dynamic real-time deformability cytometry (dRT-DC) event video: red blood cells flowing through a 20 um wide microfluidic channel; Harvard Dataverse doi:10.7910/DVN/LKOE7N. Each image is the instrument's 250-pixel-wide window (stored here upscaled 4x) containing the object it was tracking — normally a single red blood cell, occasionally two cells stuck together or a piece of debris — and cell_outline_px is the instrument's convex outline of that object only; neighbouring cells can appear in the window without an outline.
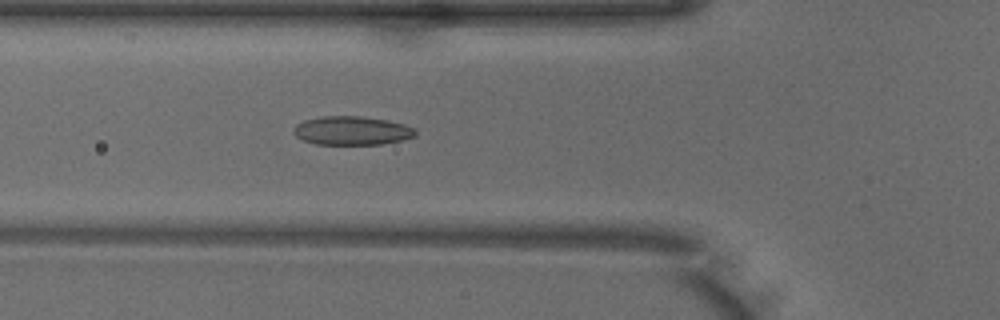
{"species": "common noctule bat (a hibernating species)", "species_latin": "Nyctalus noctula", "temperature_condition": "warm", "stored_images_in_passage": 50, "camera_frame_rate_fps": 3000, "um_per_image_px": 0.085, "animal": {"sex": "male", "body_mass_g": 18.8}, "frame": {"image": 1, "passage_image": 17, "time_ms": 5.333, "image_size_px": [1000, 320], "cell_outline_px": [[416, 136], [404, 140], [380, 144], [316, 144], [304, 140], [296, 136], [292, 132], [292, 128], [296, 124], [304, 120], [320, 116], [360, 116], [388, 120], [404, 124], [416, 128]], "centroid_in_image_um": [29.92, 11.1], "position_along_channel_um": 95.9, "area_um2": 20.58}}
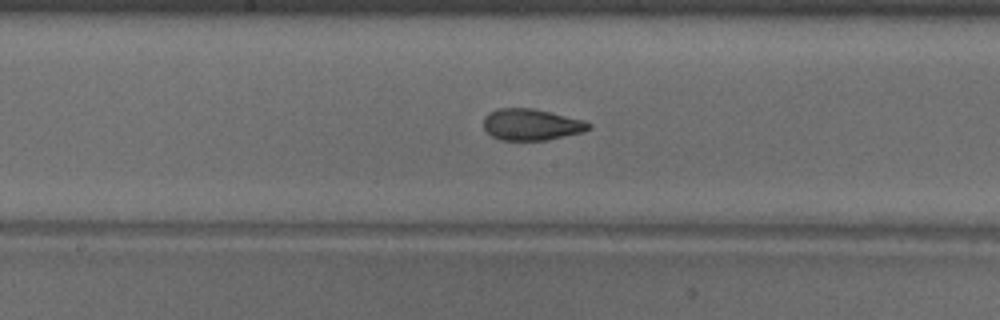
{"frame": {"image": 2, "passage_image": 25, "time_ms": 8.0, "image_size_px": [1000, 320], "cell_outline_px": [[592, 128], [584, 132], [548, 140], [500, 140], [492, 136], [484, 128], [484, 116], [488, 112], [496, 108], [532, 108], [552, 112], [584, 120], [592, 124]], "centroid_in_image_um": [45.19, 10.58], "position_along_channel_um": 203.0, "area_um2": 19.54}}
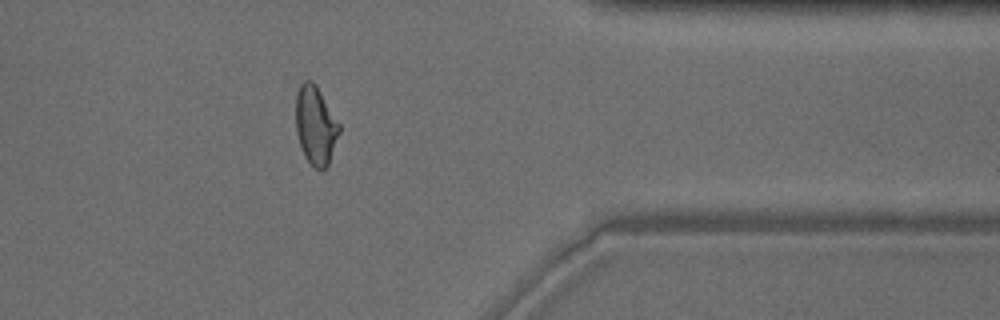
{"frame": {"image": 3, "passage_image": 40, "time_ms": 13.0, "image_size_px": [1000, 320], "cell_outline_px": [[340, 132], [328, 164], [324, 168], [316, 168], [304, 156], [296, 132], [296, 92], [300, 84], [304, 80], [312, 80], [316, 84], [340, 124]], "centroid_in_image_um": [26.82, 10.6], "position_along_channel_um": 384.6, "area_um2": 19.77}, "authors_computed_cell_mechanics": {"area_um2": 19.9988, "velocity_mm_per_s": 3.9938, "shape_relaxation_time_tau1_ms": 10.5336, "shape_relaxation_time_tau2_ms": 1.5436, "deformation_change_tau1": 0.2619, "deformation_change_tau2": 0.0836}}